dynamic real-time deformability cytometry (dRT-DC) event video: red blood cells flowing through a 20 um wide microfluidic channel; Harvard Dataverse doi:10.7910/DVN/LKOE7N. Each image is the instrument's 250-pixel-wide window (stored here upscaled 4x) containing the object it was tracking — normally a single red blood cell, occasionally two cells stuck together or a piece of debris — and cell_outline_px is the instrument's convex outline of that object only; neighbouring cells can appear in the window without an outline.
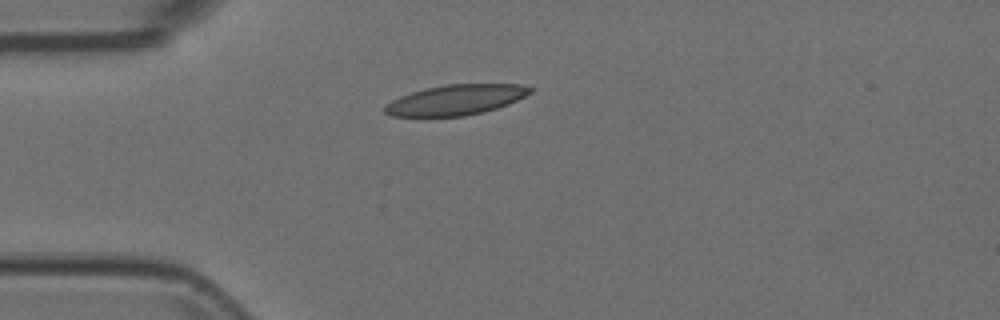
{"species": "Egyptian fruit bat (a non-hibernating species)", "species_latin": "Rousettus aegyptiacus", "temperature_condition": "room temperature", "stored_images_in_passage": 41, "camera_frame_rate_fps": 3000, "um_per_image_px": 0.085, "animal": {"sex": "female"}, "frame": {"image": 1, "passage_image": 1, "time_ms": 0.0, "image_size_px": [1000, 320], "cell_outline_px": [[536, 88], [532, 92], [508, 104], [496, 108], [464, 116], [392, 116], [384, 112], [384, 108], [392, 100], [400, 96], [424, 88], [444, 84], [524, 84]], "centroid_in_image_um": [38.77, 8.47], "position_along_channel_um": 46.2, "area_um2": 25.55}}
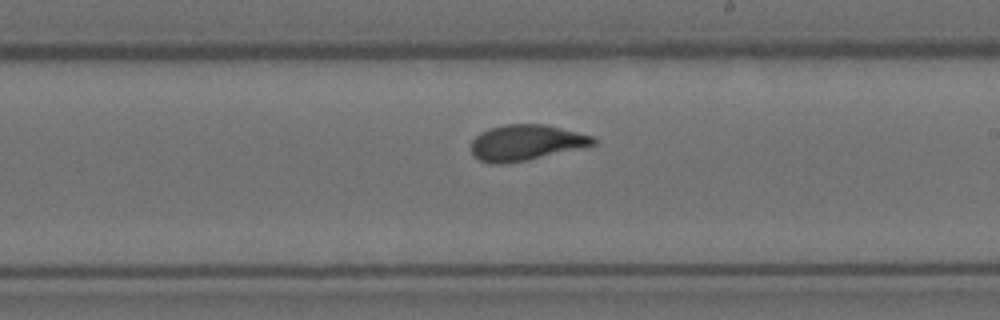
{"frame": {"image": 2, "passage_image": 18, "time_ms": 5.667, "image_size_px": [1000, 320], "cell_outline_px": [[596, 144], [528, 160], [500, 164], [492, 164], [480, 160], [472, 156], [472, 140], [480, 132], [488, 128], [504, 124], [544, 124], [592, 136], [596, 140]], "centroid_in_image_um": [44.65, 12.12], "position_along_channel_um": 244.3, "area_um2": 25.26}}
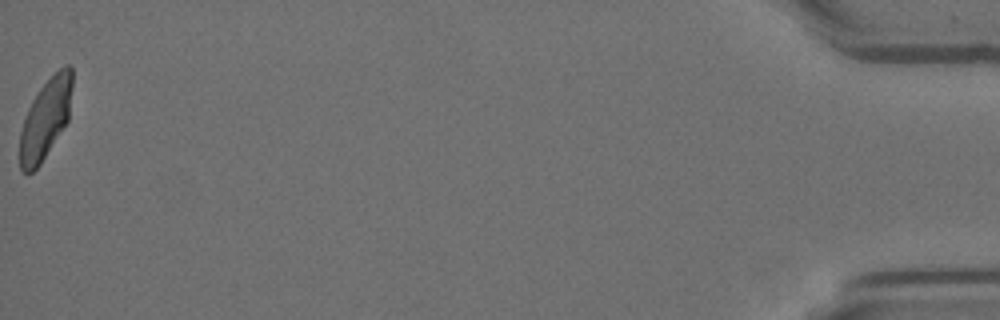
{"frame": {"image": 3, "passage_image": 41, "time_ms": 13.333, "image_size_px": [1000, 320], "cell_outline_px": [[72, 88], [68, 120], [40, 164], [32, 172], [20, 172], [20, 132], [28, 108], [32, 100], [40, 88], [64, 64], [68, 64], [72, 68]], "centroid_in_image_um": [3.87, 10.09], "position_along_channel_um": 431.3, "area_um2": 24.04}}